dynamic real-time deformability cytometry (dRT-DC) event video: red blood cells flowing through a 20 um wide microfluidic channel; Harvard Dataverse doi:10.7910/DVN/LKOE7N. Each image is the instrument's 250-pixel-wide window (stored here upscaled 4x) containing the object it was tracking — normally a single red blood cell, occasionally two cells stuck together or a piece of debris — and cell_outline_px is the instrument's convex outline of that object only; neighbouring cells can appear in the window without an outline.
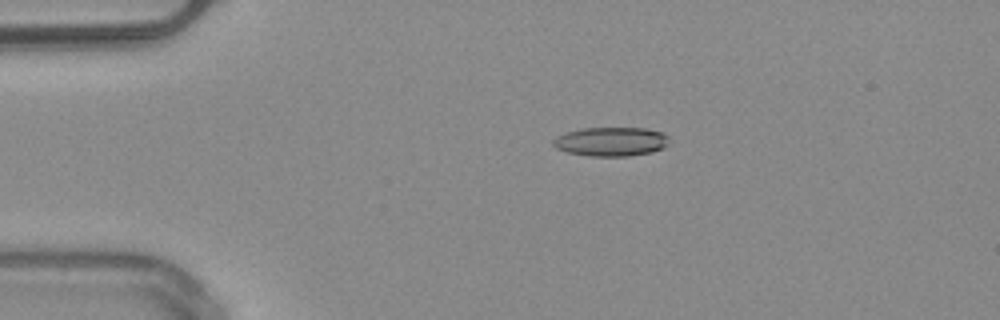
{"species": "common noctule bat (a hibernating species)", "species_latin": "Nyctalus noctula", "temperature_condition": "warm", "stored_images_in_passage": 16, "camera_frame_rate_fps": 3000, "um_per_image_px": 0.085, "animal": {"sex": "male", "body_mass_g": 20.4}, "frame": {"image": 1, "passage_image": 11, "time_ms": 3.333, "image_size_px": [1000, 320], "cell_outline_px": [[668, 144], [664, 148], [652, 152], [628, 156], [588, 156], [568, 152], [556, 148], [552, 144], [552, 140], [556, 136], [568, 132], [584, 128], [644, 128], [660, 132], [668, 136]], "centroid_in_image_um": [51.93, 12.04], "position_along_channel_um": 33.1, "area_um2": 19.59}}